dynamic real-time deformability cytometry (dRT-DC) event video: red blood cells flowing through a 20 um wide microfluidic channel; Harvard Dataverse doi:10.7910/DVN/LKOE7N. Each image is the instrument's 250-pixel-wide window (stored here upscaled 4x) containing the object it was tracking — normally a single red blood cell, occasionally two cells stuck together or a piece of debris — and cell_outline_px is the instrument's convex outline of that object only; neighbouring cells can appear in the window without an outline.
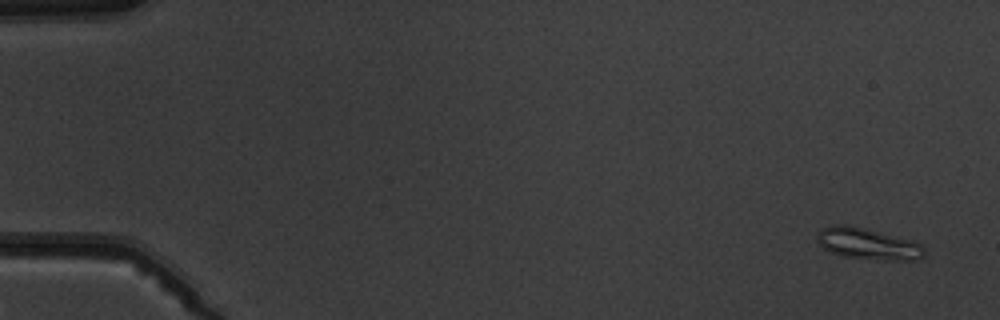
{"species": "common noctule bat (a hibernating species)", "species_latin": "Nyctalus noctula", "temperature_condition": "warm", "stored_images_in_passage": 5, "camera_frame_rate_fps": 3000, "um_per_image_px": 0.085, "animal": {"sex": "male", "body_mass_g": 19.5, "forearm_length_mm": 54.6}, "frame": {"image": 1, "passage_image": 5, "time_ms": 5.667, "image_size_px": [1000, 320], "cell_outline_px": [[924, 256], [916, 260], [884, 260], [844, 256], [828, 252], [816, 240], [816, 236], [824, 228], [832, 224], [848, 224], [864, 228], [908, 240], [920, 244], [924, 248]], "centroid_in_image_um": [73.73, 20.73], "position_along_channel_um": 11.3, "area_um2": 19.31}}